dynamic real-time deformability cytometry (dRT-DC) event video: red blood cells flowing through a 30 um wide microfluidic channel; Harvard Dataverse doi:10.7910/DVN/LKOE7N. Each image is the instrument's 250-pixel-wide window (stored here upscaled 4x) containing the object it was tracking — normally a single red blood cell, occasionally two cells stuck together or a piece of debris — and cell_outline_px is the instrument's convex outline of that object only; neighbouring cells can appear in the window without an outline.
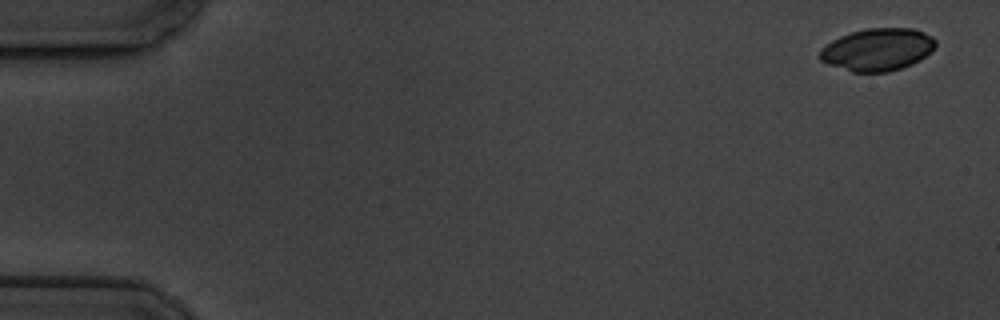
{"species": "common noctule bat (a hibernating species)", "species_latin": "Nyctalus noctula", "temperature_condition": "cold", "stored_images_in_passage": 6, "camera_frame_rate_fps": 3000, "um_per_image_px": 0.085, "animal": {"sex": "male", "body_mass_g": 19.5, "forearm_length_mm": 54.6}, "frame": {"image": 1, "passage_image": 1, "time_ms": 0.0, "image_size_px": [1000, 320], "cell_outline_px": [[936, 44], [920, 60], [912, 64], [888, 72], [852, 72], [828, 64], [820, 60], [820, 48], [832, 40], [840, 36], [852, 32], [868, 28], [912, 28], [924, 32], [932, 36], [936, 40]], "centroid_in_image_um": [74.57, 4.21], "position_along_channel_um": 10.4, "area_um2": 28.5}}